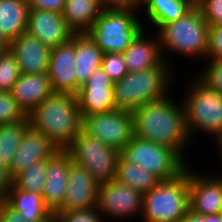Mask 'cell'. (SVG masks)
<instances>
[{
    "mask_svg": "<svg viewBox=\"0 0 222 222\" xmlns=\"http://www.w3.org/2000/svg\"><path fill=\"white\" fill-rule=\"evenodd\" d=\"M175 100L169 94L134 110V135L174 149L188 163L184 157H187L185 154L192 140L187 131L183 103Z\"/></svg>",
    "mask_w": 222,
    "mask_h": 222,
    "instance_id": "obj_1",
    "label": "cell"
},
{
    "mask_svg": "<svg viewBox=\"0 0 222 222\" xmlns=\"http://www.w3.org/2000/svg\"><path fill=\"white\" fill-rule=\"evenodd\" d=\"M30 126L59 148L66 150L82 130L76 95L53 93L29 114Z\"/></svg>",
    "mask_w": 222,
    "mask_h": 222,
    "instance_id": "obj_2",
    "label": "cell"
},
{
    "mask_svg": "<svg viewBox=\"0 0 222 222\" xmlns=\"http://www.w3.org/2000/svg\"><path fill=\"white\" fill-rule=\"evenodd\" d=\"M172 66L164 61L151 69L128 72L114 82L113 94L117 109L133 112L142 105L167 97L172 91L171 84L176 82L173 80L175 72Z\"/></svg>",
    "mask_w": 222,
    "mask_h": 222,
    "instance_id": "obj_3",
    "label": "cell"
},
{
    "mask_svg": "<svg viewBox=\"0 0 222 222\" xmlns=\"http://www.w3.org/2000/svg\"><path fill=\"white\" fill-rule=\"evenodd\" d=\"M137 11L138 4L104 6L86 33L103 53H123L145 28Z\"/></svg>",
    "mask_w": 222,
    "mask_h": 222,
    "instance_id": "obj_4",
    "label": "cell"
},
{
    "mask_svg": "<svg viewBox=\"0 0 222 222\" xmlns=\"http://www.w3.org/2000/svg\"><path fill=\"white\" fill-rule=\"evenodd\" d=\"M209 25L195 4L187 13L174 21L163 24L157 31L164 60L171 63L168 57L177 53L184 58H204L208 56ZM167 55V56H166ZM170 61V62H169Z\"/></svg>",
    "mask_w": 222,
    "mask_h": 222,
    "instance_id": "obj_5",
    "label": "cell"
},
{
    "mask_svg": "<svg viewBox=\"0 0 222 222\" xmlns=\"http://www.w3.org/2000/svg\"><path fill=\"white\" fill-rule=\"evenodd\" d=\"M192 79L182 94L187 131L192 141L198 133L210 134L214 140L222 133V94L210 89L197 76Z\"/></svg>",
    "mask_w": 222,
    "mask_h": 222,
    "instance_id": "obj_6",
    "label": "cell"
},
{
    "mask_svg": "<svg viewBox=\"0 0 222 222\" xmlns=\"http://www.w3.org/2000/svg\"><path fill=\"white\" fill-rule=\"evenodd\" d=\"M189 207V165L143 194L142 222H180Z\"/></svg>",
    "mask_w": 222,
    "mask_h": 222,
    "instance_id": "obj_7",
    "label": "cell"
},
{
    "mask_svg": "<svg viewBox=\"0 0 222 222\" xmlns=\"http://www.w3.org/2000/svg\"><path fill=\"white\" fill-rule=\"evenodd\" d=\"M119 156L156 175L160 180L172 179L190 165L174 149L135 135L119 150Z\"/></svg>",
    "mask_w": 222,
    "mask_h": 222,
    "instance_id": "obj_8",
    "label": "cell"
},
{
    "mask_svg": "<svg viewBox=\"0 0 222 222\" xmlns=\"http://www.w3.org/2000/svg\"><path fill=\"white\" fill-rule=\"evenodd\" d=\"M66 150L72 156L73 162L84 167L99 185L115 179L119 158L116 148L81 130Z\"/></svg>",
    "mask_w": 222,
    "mask_h": 222,
    "instance_id": "obj_9",
    "label": "cell"
},
{
    "mask_svg": "<svg viewBox=\"0 0 222 222\" xmlns=\"http://www.w3.org/2000/svg\"><path fill=\"white\" fill-rule=\"evenodd\" d=\"M82 130L118 151L134 136L132 112L116 109L106 113H95L82 118Z\"/></svg>",
    "mask_w": 222,
    "mask_h": 222,
    "instance_id": "obj_10",
    "label": "cell"
},
{
    "mask_svg": "<svg viewBox=\"0 0 222 222\" xmlns=\"http://www.w3.org/2000/svg\"><path fill=\"white\" fill-rule=\"evenodd\" d=\"M96 208L103 218L111 216L122 221L129 216V218L134 215L141 217L143 194L113 180L99 185Z\"/></svg>",
    "mask_w": 222,
    "mask_h": 222,
    "instance_id": "obj_11",
    "label": "cell"
},
{
    "mask_svg": "<svg viewBox=\"0 0 222 222\" xmlns=\"http://www.w3.org/2000/svg\"><path fill=\"white\" fill-rule=\"evenodd\" d=\"M113 85L114 82L102 66L90 75L76 94L81 118L117 109L114 102Z\"/></svg>",
    "mask_w": 222,
    "mask_h": 222,
    "instance_id": "obj_12",
    "label": "cell"
},
{
    "mask_svg": "<svg viewBox=\"0 0 222 222\" xmlns=\"http://www.w3.org/2000/svg\"><path fill=\"white\" fill-rule=\"evenodd\" d=\"M190 167V210L200 215L219 214L222 211V176L215 173L210 175L197 171L195 173Z\"/></svg>",
    "mask_w": 222,
    "mask_h": 222,
    "instance_id": "obj_13",
    "label": "cell"
},
{
    "mask_svg": "<svg viewBox=\"0 0 222 222\" xmlns=\"http://www.w3.org/2000/svg\"><path fill=\"white\" fill-rule=\"evenodd\" d=\"M75 33L72 38L51 48L47 74L54 93L77 94Z\"/></svg>",
    "mask_w": 222,
    "mask_h": 222,
    "instance_id": "obj_14",
    "label": "cell"
},
{
    "mask_svg": "<svg viewBox=\"0 0 222 222\" xmlns=\"http://www.w3.org/2000/svg\"><path fill=\"white\" fill-rule=\"evenodd\" d=\"M67 183L63 205L56 213L87 210L96 207L99 184L84 167L73 162L70 165Z\"/></svg>",
    "mask_w": 222,
    "mask_h": 222,
    "instance_id": "obj_15",
    "label": "cell"
},
{
    "mask_svg": "<svg viewBox=\"0 0 222 222\" xmlns=\"http://www.w3.org/2000/svg\"><path fill=\"white\" fill-rule=\"evenodd\" d=\"M26 32L50 48L69 41L74 35L62 13L42 9H29Z\"/></svg>",
    "mask_w": 222,
    "mask_h": 222,
    "instance_id": "obj_16",
    "label": "cell"
},
{
    "mask_svg": "<svg viewBox=\"0 0 222 222\" xmlns=\"http://www.w3.org/2000/svg\"><path fill=\"white\" fill-rule=\"evenodd\" d=\"M73 163L67 150H58L47 162V173L42 198L54 215L63 205L67 191L68 173Z\"/></svg>",
    "mask_w": 222,
    "mask_h": 222,
    "instance_id": "obj_17",
    "label": "cell"
},
{
    "mask_svg": "<svg viewBox=\"0 0 222 222\" xmlns=\"http://www.w3.org/2000/svg\"><path fill=\"white\" fill-rule=\"evenodd\" d=\"M58 150L48 137L29 126L8 168L10 177L13 179L35 162L51 158Z\"/></svg>",
    "mask_w": 222,
    "mask_h": 222,
    "instance_id": "obj_18",
    "label": "cell"
},
{
    "mask_svg": "<svg viewBox=\"0 0 222 222\" xmlns=\"http://www.w3.org/2000/svg\"><path fill=\"white\" fill-rule=\"evenodd\" d=\"M9 50L15 56L20 74L47 73L51 48L37 37L22 33L10 42Z\"/></svg>",
    "mask_w": 222,
    "mask_h": 222,
    "instance_id": "obj_19",
    "label": "cell"
},
{
    "mask_svg": "<svg viewBox=\"0 0 222 222\" xmlns=\"http://www.w3.org/2000/svg\"><path fill=\"white\" fill-rule=\"evenodd\" d=\"M143 28L123 52L128 72H139L160 66L165 60L161 51L157 32L151 38ZM147 37V38H146Z\"/></svg>",
    "mask_w": 222,
    "mask_h": 222,
    "instance_id": "obj_20",
    "label": "cell"
},
{
    "mask_svg": "<svg viewBox=\"0 0 222 222\" xmlns=\"http://www.w3.org/2000/svg\"><path fill=\"white\" fill-rule=\"evenodd\" d=\"M10 93L22 110L29 114L54 92L48 74L41 73L20 74Z\"/></svg>",
    "mask_w": 222,
    "mask_h": 222,
    "instance_id": "obj_21",
    "label": "cell"
},
{
    "mask_svg": "<svg viewBox=\"0 0 222 222\" xmlns=\"http://www.w3.org/2000/svg\"><path fill=\"white\" fill-rule=\"evenodd\" d=\"M194 5L195 0H141L138 3L140 12H145V22H150L156 30L183 17Z\"/></svg>",
    "mask_w": 222,
    "mask_h": 222,
    "instance_id": "obj_22",
    "label": "cell"
},
{
    "mask_svg": "<svg viewBox=\"0 0 222 222\" xmlns=\"http://www.w3.org/2000/svg\"><path fill=\"white\" fill-rule=\"evenodd\" d=\"M102 50L87 33H75V68L77 76V93L90 75L101 67Z\"/></svg>",
    "mask_w": 222,
    "mask_h": 222,
    "instance_id": "obj_23",
    "label": "cell"
},
{
    "mask_svg": "<svg viewBox=\"0 0 222 222\" xmlns=\"http://www.w3.org/2000/svg\"><path fill=\"white\" fill-rule=\"evenodd\" d=\"M103 6L97 0H66L62 17L74 33H86Z\"/></svg>",
    "mask_w": 222,
    "mask_h": 222,
    "instance_id": "obj_24",
    "label": "cell"
},
{
    "mask_svg": "<svg viewBox=\"0 0 222 222\" xmlns=\"http://www.w3.org/2000/svg\"><path fill=\"white\" fill-rule=\"evenodd\" d=\"M28 12L25 0H0V31L9 43L26 32Z\"/></svg>",
    "mask_w": 222,
    "mask_h": 222,
    "instance_id": "obj_25",
    "label": "cell"
},
{
    "mask_svg": "<svg viewBox=\"0 0 222 222\" xmlns=\"http://www.w3.org/2000/svg\"><path fill=\"white\" fill-rule=\"evenodd\" d=\"M5 202L26 219H51L53 214L45 206L42 195L25 192L11 185Z\"/></svg>",
    "mask_w": 222,
    "mask_h": 222,
    "instance_id": "obj_26",
    "label": "cell"
},
{
    "mask_svg": "<svg viewBox=\"0 0 222 222\" xmlns=\"http://www.w3.org/2000/svg\"><path fill=\"white\" fill-rule=\"evenodd\" d=\"M114 180L139 191L141 194L149 192L161 181L156 175L134 163L124 161L120 156L117 161Z\"/></svg>",
    "mask_w": 222,
    "mask_h": 222,
    "instance_id": "obj_27",
    "label": "cell"
},
{
    "mask_svg": "<svg viewBox=\"0 0 222 222\" xmlns=\"http://www.w3.org/2000/svg\"><path fill=\"white\" fill-rule=\"evenodd\" d=\"M30 126L28 116L17 122L0 124V164L9 168L22 136Z\"/></svg>",
    "mask_w": 222,
    "mask_h": 222,
    "instance_id": "obj_28",
    "label": "cell"
},
{
    "mask_svg": "<svg viewBox=\"0 0 222 222\" xmlns=\"http://www.w3.org/2000/svg\"><path fill=\"white\" fill-rule=\"evenodd\" d=\"M46 160H40L28 166L12 179V184L25 192L43 193L47 173Z\"/></svg>",
    "mask_w": 222,
    "mask_h": 222,
    "instance_id": "obj_29",
    "label": "cell"
},
{
    "mask_svg": "<svg viewBox=\"0 0 222 222\" xmlns=\"http://www.w3.org/2000/svg\"><path fill=\"white\" fill-rule=\"evenodd\" d=\"M20 76L15 56L10 50L0 53V91L11 92Z\"/></svg>",
    "mask_w": 222,
    "mask_h": 222,
    "instance_id": "obj_30",
    "label": "cell"
},
{
    "mask_svg": "<svg viewBox=\"0 0 222 222\" xmlns=\"http://www.w3.org/2000/svg\"><path fill=\"white\" fill-rule=\"evenodd\" d=\"M26 117L27 114L17 104L12 94L0 91V124L17 122Z\"/></svg>",
    "mask_w": 222,
    "mask_h": 222,
    "instance_id": "obj_31",
    "label": "cell"
},
{
    "mask_svg": "<svg viewBox=\"0 0 222 222\" xmlns=\"http://www.w3.org/2000/svg\"><path fill=\"white\" fill-rule=\"evenodd\" d=\"M206 66L197 76L210 89L216 90L222 94V60H206Z\"/></svg>",
    "mask_w": 222,
    "mask_h": 222,
    "instance_id": "obj_32",
    "label": "cell"
},
{
    "mask_svg": "<svg viewBox=\"0 0 222 222\" xmlns=\"http://www.w3.org/2000/svg\"><path fill=\"white\" fill-rule=\"evenodd\" d=\"M101 66L113 82L128 73L123 53H104Z\"/></svg>",
    "mask_w": 222,
    "mask_h": 222,
    "instance_id": "obj_33",
    "label": "cell"
},
{
    "mask_svg": "<svg viewBox=\"0 0 222 222\" xmlns=\"http://www.w3.org/2000/svg\"><path fill=\"white\" fill-rule=\"evenodd\" d=\"M209 27L222 25V0H195Z\"/></svg>",
    "mask_w": 222,
    "mask_h": 222,
    "instance_id": "obj_34",
    "label": "cell"
},
{
    "mask_svg": "<svg viewBox=\"0 0 222 222\" xmlns=\"http://www.w3.org/2000/svg\"><path fill=\"white\" fill-rule=\"evenodd\" d=\"M62 222H105V218L96 207L87 210L55 213Z\"/></svg>",
    "mask_w": 222,
    "mask_h": 222,
    "instance_id": "obj_35",
    "label": "cell"
},
{
    "mask_svg": "<svg viewBox=\"0 0 222 222\" xmlns=\"http://www.w3.org/2000/svg\"><path fill=\"white\" fill-rule=\"evenodd\" d=\"M206 60H222V25L209 28V48Z\"/></svg>",
    "mask_w": 222,
    "mask_h": 222,
    "instance_id": "obj_36",
    "label": "cell"
},
{
    "mask_svg": "<svg viewBox=\"0 0 222 222\" xmlns=\"http://www.w3.org/2000/svg\"><path fill=\"white\" fill-rule=\"evenodd\" d=\"M50 219H24L5 201L0 202V222H49Z\"/></svg>",
    "mask_w": 222,
    "mask_h": 222,
    "instance_id": "obj_37",
    "label": "cell"
},
{
    "mask_svg": "<svg viewBox=\"0 0 222 222\" xmlns=\"http://www.w3.org/2000/svg\"><path fill=\"white\" fill-rule=\"evenodd\" d=\"M29 9H42L62 13L66 0H25Z\"/></svg>",
    "mask_w": 222,
    "mask_h": 222,
    "instance_id": "obj_38",
    "label": "cell"
},
{
    "mask_svg": "<svg viewBox=\"0 0 222 222\" xmlns=\"http://www.w3.org/2000/svg\"><path fill=\"white\" fill-rule=\"evenodd\" d=\"M12 185V178L8 168L0 164V202L5 201L7 193Z\"/></svg>",
    "mask_w": 222,
    "mask_h": 222,
    "instance_id": "obj_39",
    "label": "cell"
},
{
    "mask_svg": "<svg viewBox=\"0 0 222 222\" xmlns=\"http://www.w3.org/2000/svg\"><path fill=\"white\" fill-rule=\"evenodd\" d=\"M180 222H219V214L200 215L189 209Z\"/></svg>",
    "mask_w": 222,
    "mask_h": 222,
    "instance_id": "obj_40",
    "label": "cell"
},
{
    "mask_svg": "<svg viewBox=\"0 0 222 222\" xmlns=\"http://www.w3.org/2000/svg\"><path fill=\"white\" fill-rule=\"evenodd\" d=\"M9 42L6 40V38L3 36V34L0 31V53L5 52L9 50Z\"/></svg>",
    "mask_w": 222,
    "mask_h": 222,
    "instance_id": "obj_41",
    "label": "cell"
},
{
    "mask_svg": "<svg viewBox=\"0 0 222 222\" xmlns=\"http://www.w3.org/2000/svg\"><path fill=\"white\" fill-rule=\"evenodd\" d=\"M214 141H215V145H216V148H217V150H218V152H216V153H219V158L221 159V161H222V133L221 134H219L217 137H216V139H214Z\"/></svg>",
    "mask_w": 222,
    "mask_h": 222,
    "instance_id": "obj_42",
    "label": "cell"
},
{
    "mask_svg": "<svg viewBox=\"0 0 222 222\" xmlns=\"http://www.w3.org/2000/svg\"><path fill=\"white\" fill-rule=\"evenodd\" d=\"M114 4H135V0H106V6Z\"/></svg>",
    "mask_w": 222,
    "mask_h": 222,
    "instance_id": "obj_43",
    "label": "cell"
},
{
    "mask_svg": "<svg viewBox=\"0 0 222 222\" xmlns=\"http://www.w3.org/2000/svg\"><path fill=\"white\" fill-rule=\"evenodd\" d=\"M49 222H62L57 216L53 215Z\"/></svg>",
    "mask_w": 222,
    "mask_h": 222,
    "instance_id": "obj_44",
    "label": "cell"
},
{
    "mask_svg": "<svg viewBox=\"0 0 222 222\" xmlns=\"http://www.w3.org/2000/svg\"><path fill=\"white\" fill-rule=\"evenodd\" d=\"M103 7L106 6V0H97Z\"/></svg>",
    "mask_w": 222,
    "mask_h": 222,
    "instance_id": "obj_45",
    "label": "cell"
},
{
    "mask_svg": "<svg viewBox=\"0 0 222 222\" xmlns=\"http://www.w3.org/2000/svg\"><path fill=\"white\" fill-rule=\"evenodd\" d=\"M219 222H222V211L219 213Z\"/></svg>",
    "mask_w": 222,
    "mask_h": 222,
    "instance_id": "obj_46",
    "label": "cell"
},
{
    "mask_svg": "<svg viewBox=\"0 0 222 222\" xmlns=\"http://www.w3.org/2000/svg\"><path fill=\"white\" fill-rule=\"evenodd\" d=\"M141 0H135V4H138Z\"/></svg>",
    "mask_w": 222,
    "mask_h": 222,
    "instance_id": "obj_47",
    "label": "cell"
}]
</instances>
